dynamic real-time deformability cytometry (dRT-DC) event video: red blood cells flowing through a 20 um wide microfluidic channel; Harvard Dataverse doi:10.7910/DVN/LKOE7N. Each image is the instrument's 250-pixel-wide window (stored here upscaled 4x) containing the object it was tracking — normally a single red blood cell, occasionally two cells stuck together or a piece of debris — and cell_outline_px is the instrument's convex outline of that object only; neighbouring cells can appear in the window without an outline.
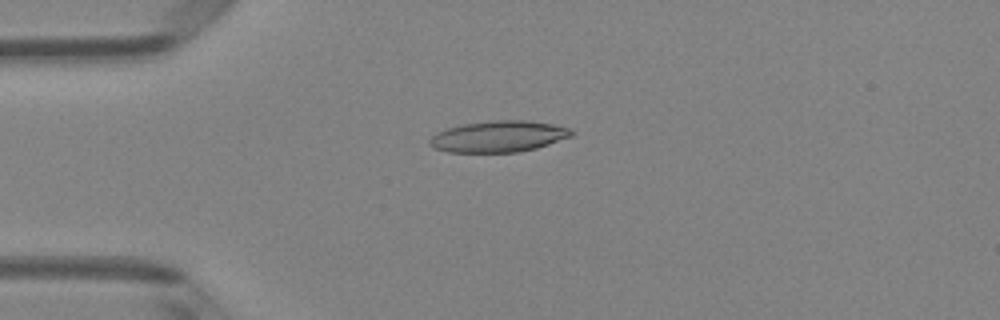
{"species": "Egyptian fruit bat (a non-hibernating species)", "species_latin": "Rousettus aegyptiacus", "temperature_condition": "room temperature", "stored_images_in_passage": 49, "camera_frame_rate_fps": 3000, "um_per_image_px": 0.085, "animal": {"sex": "female"}, "frame": {"image": 1, "passage_image": 12, "time_ms": 3.667, "image_size_px": [1000, 320], "cell_outline_px": [[576, 132], [572, 136], [536, 148], [516, 152], [448, 152], [432, 148], [428, 144], [428, 140], [436, 132], [448, 128], [464, 124], [492, 120], [524, 120], [552, 124], [572, 128]], "centroid_in_image_um": [42.37, 11.6], "position_along_channel_um": 42.6, "area_um2": 25.95}}
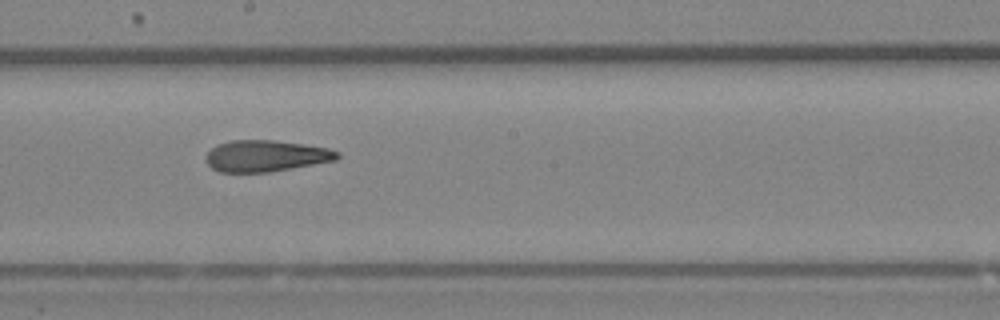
{"frame": {"image": 2, "passage_image": 27, "time_ms": 8.667, "image_size_px": [1000, 320], "cell_outline_px": [[340, 156], [336, 160], [268, 172], [220, 172], [212, 168], [208, 164], [204, 156], [216, 144], [232, 140], [276, 140], [304, 144], [328, 148], [340, 152]], "centroid_in_image_um": [22.58, 13.24], "position_along_channel_um": 225.6, "area_um2": 24.04}}
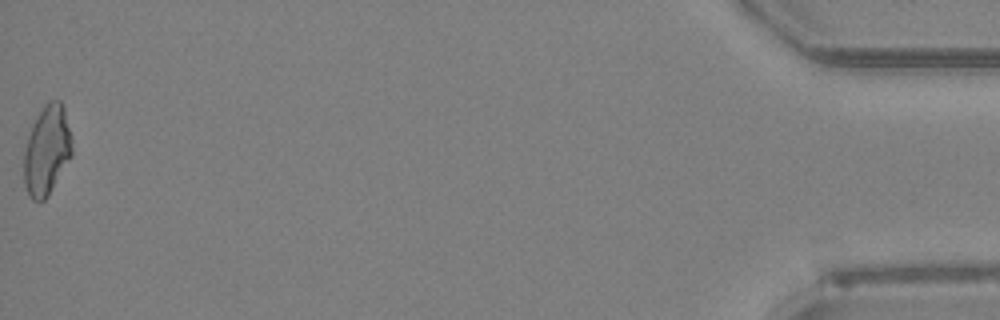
{"frame": {"image": 3, "passage_image": 49, "time_ms": 16.0, "image_size_px": [1000, 320], "cell_outline_px": [[72, 156], [48, 196], [44, 200], [32, 200], [28, 196], [24, 184], [24, 148], [32, 124], [36, 116], [44, 104], [48, 100], [60, 100], [64, 108], [72, 140]], "centroid_in_image_um": [3.98, 12.77], "position_along_channel_um": 431.2, "area_um2": 25.32}, "authors_computed_cell_mechanics": {"area_um2": 24.7962, "velocity_mm_per_s": 4.1328, "shape_relaxation_time_tau1_ms": null, "shape_relaxation_time_tau2_ms": 3.8976, "deformation_change_tau1": null, "deformation_change_tau2": 0.1439}}